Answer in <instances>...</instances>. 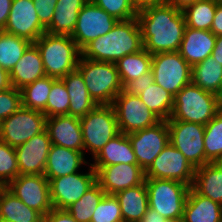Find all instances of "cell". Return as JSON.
<instances>
[{"label": "cell", "instance_id": "cell-1", "mask_svg": "<svg viewBox=\"0 0 222 222\" xmlns=\"http://www.w3.org/2000/svg\"><path fill=\"white\" fill-rule=\"evenodd\" d=\"M143 49L150 54L178 51L186 28L183 12L168 4L138 11Z\"/></svg>", "mask_w": 222, "mask_h": 222}, {"label": "cell", "instance_id": "cell-2", "mask_svg": "<svg viewBox=\"0 0 222 222\" xmlns=\"http://www.w3.org/2000/svg\"><path fill=\"white\" fill-rule=\"evenodd\" d=\"M143 49L138 18L118 20L112 30L92 40L81 50V56L95 61L116 63L126 55Z\"/></svg>", "mask_w": 222, "mask_h": 222}, {"label": "cell", "instance_id": "cell-3", "mask_svg": "<svg viewBox=\"0 0 222 222\" xmlns=\"http://www.w3.org/2000/svg\"><path fill=\"white\" fill-rule=\"evenodd\" d=\"M34 44L41 54L46 76L62 79L77 69L81 50L71 36L45 32Z\"/></svg>", "mask_w": 222, "mask_h": 222}, {"label": "cell", "instance_id": "cell-4", "mask_svg": "<svg viewBox=\"0 0 222 222\" xmlns=\"http://www.w3.org/2000/svg\"><path fill=\"white\" fill-rule=\"evenodd\" d=\"M77 70L84 78L88 93L98 105H112L123 90L116 64L80 57Z\"/></svg>", "mask_w": 222, "mask_h": 222}, {"label": "cell", "instance_id": "cell-5", "mask_svg": "<svg viewBox=\"0 0 222 222\" xmlns=\"http://www.w3.org/2000/svg\"><path fill=\"white\" fill-rule=\"evenodd\" d=\"M219 111L220 97L191 82L174 96V107L168 120L206 125Z\"/></svg>", "mask_w": 222, "mask_h": 222}, {"label": "cell", "instance_id": "cell-6", "mask_svg": "<svg viewBox=\"0 0 222 222\" xmlns=\"http://www.w3.org/2000/svg\"><path fill=\"white\" fill-rule=\"evenodd\" d=\"M81 122L84 152L94 158L110 139L120 133L115 109L112 105H97Z\"/></svg>", "mask_w": 222, "mask_h": 222}, {"label": "cell", "instance_id": "cell-7", "mask_svg": "<svg viewBox=\"0 0 222 222\" xmlns=\"http://www.w3.org/2000/svg\"><path fill=\"white\" fill-rule=\"evenodd\" d=\"M149 207L164 218L183 216L190 186L175 180L145 178Z\"/></svg>", "mask_w": 222, "mask_h": 222}, {"label": "cell", "instance_id": "cell-8", "mask_svg": "<svg viewBox=\"0 0 222 222\" xmlns=\"http://www.w3.org/2000/svg\"><path fill=\"white\" fill-rule=\"evenodd\" d=\"M151 70L155 83L172 96L191 83L192 67L178 51L152 55Z\"/></svg>", "mask_w": 222, "mask_h": 222}, {"label": "cell", "instance_id": "cell-9", "mask_svg": "<svg viewBox=\"0 0 222 222\" xmlns=\"http://www.w3.org/2000/svg\"><path fill=\"white\" fill-rule=\"evenodd\" d=\"M46 119L43 112L22 106L1 121L0 140L16 148L45 131Z\"/></svg>", "mask_w": 222, "mask_h": 222}, {"label": "cell", "instance_id": "cell-10", "mask_svg": "<svg viewBox=\"0 0 222 222\" xmlns=\"http://www.w3.org/2000/svg\"><path fill=\"white\" fill-rule=\"evenodd\" d=\"M112 106L116 112L119 130L126 135L152 127L161 121L139 96L124 90L115 97Z\"/></svg>", "mask_w": 222, "mask_h": 222}, {"label": "cell", "instance_id": "cell-11", "mask_svg": "<svg viewBox=\"0 0 222 222\" xmlns=\"http://www.w3.org/2000/svg\"><path fill=\"white\" fill-rule=\"evenodd\" d=\"M169 142L195 167L205 165V125L180 120H167Z\"/></svg>", "mask_w": 222, "mask_h": 222}, {"label": "cell", "instance_id": "cell-12", "mask_svg": "<svg viewBox=\"0 0 222 222\" xmlns=\"http://www.w3.org/2000/svg\"><path fill=\"white\" fill-rule=\"evenodd\" d=\"M195 167L170 142L145 171V178L175 180L192 187Z\"/></svg>", "mask_w": 222, "mask_h": 222}, {"label": "cell", "instance_id": "cell-13", "mask_svg": "<svg viewBox=\"0 0 222 222\" xmlns=\"http://www.w3.org/2000/svg\"><path fill=\"white\" fill-rule=\"evenodd\" d=\"M88 172H76L49 180L50 198L53 208L66 209L79 200L86 191L97 182L94 168L88 166Z\"/></svg>", "mask_w": 222, "mask_h": 222}, {"label": "cell", "instance_id": "cell-14", "mask_svg": "<svg viewBox=\"0 0 222 222\" xmlns=\"http://www.w3.org/2000/svg\"><path fill=\"white\" fill-rule=\"evenodd\" d=\"M117 19L89 0L79 11L75 29L71 35L77 47L82 50L92 40L108 33Z\"/></svg>", "mask_w": 222, "mask_h": 222}, {"label": "cell", "instance_id": "cell-15", "mask_svg": "<svg viewBox=\"0 0 222 222\" xmlns=\"http://www.w3.org/2000/svg\"><path fill=\"white\" fill-rule=\"evenodd\" d=\"M6 188L43 217L53 209L49 180L44 175H18Z\"/></svg>", "mask_w": 222, "mask_h": 222}, {"label": "cell", "instance_id": "cell-16", "mask_svg": "<svg viewBox=\"0 0 222 222\" xmlns=\"http://www.w3.org/2000/svg\"><path fill=\"white\" fill-rule=\"evenodd\" d=\"M127 136L132 144L138 165L146 171L169 143L167 120H161L152 127L127 134Z\"/></svg>", "mask_w": 222, "mask_h": 222}, {"label": "cell", "instance_id": "cell-17", "mask_svg": "<svg viewBox=\"0 0 222 222\" xmlns=\"http://www.w3.org/2000/svg\"><path fill=\"white\" fill-rule=\"evenodd\" d=\"M5 32L34 43L46 32L40 23L33 0H12Z\"/></svg>", "mask_w": 222, "mask_h": 222}, {"label": "cell", "instance_id": "cell-18", "mask_svg": "<svg viewBox=\"0 0 222 222\" xmlns=\"http://www.w3.org/2000/svg\"><path fill=\"white\" fill-rule=\"evenodd\" d=\"M97 174V182L107 195H115L121 190L145 182V170L138 164L119 163L109 166H92Z\"/></svg>", "mask_w": 222, "mask_h": 222}, {"label": "cell", "instance_id": "cell-19", "mask_svg": "<svg viewBox=\"0 0 222 222\" xmlns=\"http://www.w3.org/2000/svg\"><path fill=\"white\" fill-rule=\"evenodd\" d=\"M52 146L47 130L15 148L19 175H44L47 156Z\"/></svg>", "mask_w": 222, "mask_h": 222}, {"label": "cell", "instance_id": "cell-20", "mask_svg": "<svg viewBox=\"0 0 222 222\" xmlns=\"http://www.w3.org/2000/svg\"><path fill=\"white\" fill-rule=\"evenodd\" d=\"M46 130L52 144L75 151H84L81 122L78 117L68 114L48 117Z\"/></svg>", "mask_w": 222, "mask_h": 222}, {"label": "cell", "instance_id": "cell-21", "mask_svg": "<svg viewBox=\"0 0 222 222\" xmlns=\"http://www.w3.org/2000/svg\"><path fill=\"white\" fill-rule=\"evenodd\" d=\"M87 162L84 151H75L52 144L47 156L44 176L50 180L71 175L79 172L83 164L88 165L89 162Z\"/></svg>", "mask_w": 222, "mask_h": 222}, {"label": "cell", "instance_id": "cell-22", "mask_svg": "<svg viewBox=\"0 0 222 222\" xmlns=\"http://www.w3.org/2000/svg\"><path fill=\"white\" fill-rule=\"evenodd\" d=\"M215 43L216 35L211 31L186 26L178 52L192 67L211 56Z\"/></svg>", "mask_w": 222, "mask_h": 222}, {"label": "cell", "instance_id": "cell-23", "mask_svg": "<svg viewBox=\"0 0 222 222\" xmlns=\"http://www.w3.org/2000/svg\"><path fill=\"white\" fill-rule=\"evenodd\" d=\"M9 75L11 85L16 89H22L25 85L46 76L41 54L34 43L27 48Z\"/></svg>", "mask_w": 222, "mask_h": 222}, {"label": "cell", "instance_id": "cell-24", "mask_svg": "<svg viewBox=\"0 0 222 222\" xmlns=\"http://www.w3.org/2000/svg\"><path fill=\"white\" fill-rule=\"evenodd\" d=\"M91 166H109L119 163L138 164L129 137L120 132L92 158Z\"/></svg>", "mask_w": 222, "mask_h": 222}, {"label": "cell", "instance_id": "cell-25", "mask_svg": "<svg viewBox=\"0 0 222 222\" xmlns=\"http://www.w3.org/2000/svg\"><path fill=\"white\" fill-rule=\"evenodd\" d=\"M183 219L184 222H222V205L198 194L190 187Z\"/></svg>", "mask_w": 222, "mask_h": 222}, {"label": "cell", "instance_id": "cell-26", "mask_svg": "<svg viewBox=\"0 0 222 222\" xmlns=\"http://www.w3.org/2000/svg\"><path fill=\"white\" fill-rule=\"evenodd\" d=\"M61 80L64 82L70 98L68 115L81 118L98 105L88 93L84 78L77 69L68 73Z\"/></svg>", "mask_w": 222, "mask_h": 222}, {"label": "cell", "instance_id": "cell-27", "mask_svg": "<svg viewBox=\"0 0 222 222\" xmlns=\"http://www.w3.org/2000/svg\"><path fill=\"white\" fill-rule=\"evenodd\" d=\"M192 188L198 194L222 205V165L212 162L196 168Z\"/></svg>", "mask_w": 222, "mask_h": 222}, {"label": "cell", "instance_id": "cell-28", "mask_svg": "<svg viewBox=\"0 0 222 222\" xmlns=\"http://www.w3.org/2000/svg\"><path fill=\"white\" fill-rule=\"evenodd\" d=\"M89 0H58L50 25L46 33L52 35L71 36L76 23L79 11Z\"/></svg>", "mask_w": 222, "mask_h": 222}, {"label": "cell", "instance_id": "cell-29", "mask_svg": "<svg viewBox=\"0 0 222 222\" xmlns=\"http://www.w3.org/2000/svg\"><path fill=\"white\" fill-rule=\"evenodd\" d=\"M124 222H138L146 213L148 203L147 186L144 183L121 190L115 194Z\"/></svg>", "mask_w": 222, "mask_h": 222}, {"label": "cell", "instance_id": "cell-30", "mask_svg": "<svg viewBox=\"0 0 222 222\" xmlns=\"http://www.w3.org/2000/svg\"><path fill=\"white\" fill-rule=\"evenodd\" d=\"M0 219L10 222H43V216L28 207L6 187H0Z\"/></svg>", "mask_w": 222, "mask_h": 222}, {"label": "cell", "instance_id": "cell-31", "mask_svg": "<svg viewBox=\"0 0 222 222\" xmlns=\"http://www.w3.org/2000/svg\"><path fill=\"white\" fill-rule=\"evenodd\" d=\"M191 82L202 90L222 94V65L211 56L192 66Z\"/></svg>", "mask_w": 222, "mask_h": 222}, {"label": "cell", "instance_id": "cell-32", "mask_svg": "<svg viewBox=\"0 0 222 222\" xmlns=\"http://www.w3.org/2000/svg\"><path fill=\"white\" fill-rule=\"evenodd\" d=\"M152 54L142 49L119 59L115 64L123 87L151 70Z\"/></svg>", "mask_w": 222, "mask_h": 222}, {"label": "cell", "instance_id": "cell-33", "mask_svg": "<svg viewBox=\"0 0 222 222\" xmlns=\"http://www.w3.org/2000/svg\"><path fill=\"white\" fill-rule=\"evenodd\" d=\"M141 101L161 120H168L174 107V96L157 83L147 85L139 95Z\"/></svg>", "mask_w": 222, "mask_h": 222}, {"label": "cell", "instance_id": "cell-34", "mask_svg": "<svg viewBox=\"0 0 222 222\" xmlns=\"http://www.w3.org/2000/svg\"><path fill=\"white\" fill-rule=\"evenodd\" d=\"M31 44L32 42L26 39L1 30L0 67L10 72Z\"/></svg>", "mask_w": 222, "mask_h": 222}, {"label": "cell", "instance_id": "cell-35", "mask_svg": "<svg viewBox=\"0 0 222 222\" xmlns=\"http://www.w3.org/2000/svg\"><path fill=\"white\" fill-rule=\"evenodd\" d=\"M216 7L217 0H196L182 11L186 26L210 31Z\"/></svg>", "mask_w": 222, "mask_h": 222}, {"label": "cell", "instance_id": "cell-36", "mask_svg": "<svg viewBox=\"0 0 222 222\" xmlns=\"http://www.w3.org/2000/svg\"><path fill=\"white\" fill-rule=\"evenodd\" d=\"M56 78L45 76L25 85L21 90L22 106L43 112L46 108L52 83Z\"/></svg>", "mask_w": 222, "mask_h": 222}, {"label": "cell", "instance_id": "cell-37", "mask_svg": "<svg viewBox=\"0 0 222 222\" xmlns=\"http://www.w3.org/2000/svg\"><path fill=\"white\" fill-rule=\"evenodd\" d=\"M205 164L222 160V111L206 125L204 131Z\"/></svg>", "mask_w": 222, "mask_h": 222}, {"label": "cell", "instance_id": "cell-38", "mask_svg": "<svg viewBox=\"0 0 222 222\" xmlns=\"http://www.w3.org/2000/svg\"><path fill=\"white\" fill-rule=\"evenodd\" d=\"M105 194L100 184L96 182L79 200L67 207L66 210L78 222H91L92 214Z\"/></svg>", "mask_w": 222, "mask_h": 222}, {"label": "cell", "instance_id": "cell-39", "mask_svg": "<svg viewBox=\"0 0 222 222\" xmlns=\"http://www.w3.org/2000/svg\"><path fill=\"white\" fill-rule=\"evenodd\" d=\"M69 105H70V98L66 86L61 79H56L52 83L46 108L43 111V113L47 118L67 115Z\"/></svg>", "mask_w": 222, "mask_h": 222}, {"label": "cell", "instance_id": "cell-40", "mask_svg": "<svg viewBox=\"0 0 222 222\" xmlns=\"http://www.w3.org/2000/svg\"><path fill=\"white\" fill-rule=\"evenodd\" d=\"M18 175L15 148L0 140V187H6Z\"/></svg>", "mask_w": 222, "mask_h": 222}, {"label": "cell", "instance_id": "cell-41", "mask_svg": "<svg viewBox=\"0 0 222 222\" xmlns=\"http://www.w3.org/2000/svg\"><path fill=\"white\" fill-rule=\"evenodd\" d=\"M91 222H124L115 195H104L92 214Z\"/></svg>", "mask_w": 222, "mask_h": 222}, {"label": "cell", "instance_id": "cell-42", "mask_svg": "<svg viewBox=\"0 0 222 222\" xmlns=\"http://www.w3.org/2000/svg\"><path fill=\"white\" fill-rule=\"evenodd\" d=\"M99 8L106 11L117 20L136 18L138 11L131 0H91Z\"/></svg>", "mask_w": 222, "mask_h": 222}, {"label": "cell", "instance_id": "cell-43", "mask_svg": "<svg viewBox=\"0 0 222 222\" xmlns=\"http://www.w3.org/2000/svg\"><path fill=\"white\" fill-rule=\"evenodd\" d=\"M22 107L21 90L13 86L0 92V121L6 119Z\"/></svg>", "mask_w": 222, "mask_h": 222}, {"label": "cell", "instance_id": "cell-44", "mask_svg": "<svg viewBox=\"0 0 222 222\" xmlns=\"http://www.w3.org/2000/svg\"><path fill=\"white\" fill-rule=\"evenodd\" d=\"M58 0H33L40 23L47 28L55 11Z\"/></svg>", "mask_w": 222, "mask_h": 222}, {"label": "cell", "instance_id": "cell-45", "mask_svg": "<svg viewBox=\"0 0 222 222\" xmlns=\"http://www.w3.org/2000/svg\"><path fill=\"white\" fill-rule=\"evenodd\" d=\"M154 82V75L152 70H150L141 77L129 81L123 87V90L129 94L139 96L142 93L144 87H146L147 85H151Z\"/></svg>", "mask_w": 222, "mask_h": 222}, {"label": "cell", "instance_id": "cell-46", "mask_svg": "<svg viewBox=\"0 0 222 222\" xmlns=\"http://www.w3.org/2000/svg\"><path fill=\"white\" fill-rule=\"evenodd\" d=\"M43 222H78L66 209H51L44 217Z\"/></svg>", "mask_w": 222, "mask_h": 222}, {"label": "cell", "instance_id": "cell-47", "mask_svg": "<svg viewBox=\"0 0 222 222\" xmlns=\"http://www.w3.org/2000/svg\"><path fill=\"white\" fill-rule=\"evenodd\" d=\"M138 222H184L183 216L164 218L155 209L148 207L146 213Z\"/></svg>", "mask_w": 222, "mask_h": 222}, {"label": "cell", "instance_id": "cell-48", "mask_svg": "<svg viewBox=\"0 0 222 222\" xmlns=\"http://www.w3.org/2000/svg\"><path fill=\"white\" fill-rule=\"evenodd\" d=\"M210 31L216 36L222 35V1H217V7Z\"/></svg>", "mask_w": 222, "mask_h": 222}, {"label": "cell", "instance_id": "cell-49", "mask_svg": "<svg viewBox=\"0 0 222 222\" xmlns=\"http://www.w3.org/2000/svg\"><path fill=\"white\" fill-rule=\"evenodd\" d=\"M12 0H0V31L4 30L11 10Z\"/></svg>", "mask_w": 222, "mask_h": 222}, {"label": "cell", "instance_id": "cell-50", "mask_svg": "<svg viewBox=\"0 0 222 222\" xmlns=\"http://www.w3.org/2000/svg\"><path fill=\"white\" fill-rule=\"evenodd\" d=\"M137 11H140L149 6L165 4L167 0H131Z\"/></svg>", "mask_w": 222, "mask_h": 222}, {"label": "cell", "instance_id": "cell-51", "mask_svg": "<svg viewBox=\"0 0 222 222\" xmlns=\"http://www.w3.org/2000/svg\"><path fill=\"white\" fill-rule=\"evenodd\" d=\"M211 57L222 65V35L216 36V43Z\"/></svg>", "mask_w": 222, "mask_h": 222}, {"label": "cell", "instance_id": "cell-52", "mask_svg": "<svg viewBox=\"0 0 222 222\" xmlns=\"http://www.w3.org/2000/svg\"><path fill=\"white\" fill-rule=\"evenodd\" d=\"M9 72L0 67V92L11 88Z\"/></svg>", "mask_w": 222, "mask_h": 222}, {"label": "cell", "instance_id": "cell-53", "mask_svg": "<svg viewBox=\"0 0 222 222\" xmlns=\"http://www.w3.org/2000/svg\"><path fill=\"white\" fill-rule=\"evenodd\" d=\"M196 0H167L166 4L173 6L175 9L183 11L186 7L192 5Z\"/></svg>", "mask_w": 222, "mask_h": 222}, {"label": "cell", "instance_id": "cell-54", "mask_svg": "<svg viewBox=\"0 0 222 222\" xmlns=\"http://www.w3.org/2000/svg\"><path fill=\"white\" fill-rule=\"evenodd\" d=\"M220 110L222 111V94L220 96Z\"/></svg>", "mask_w": 222, "mask_h": 222}, {"label": "cell", "instance_id": "cell-55", "mask_svg": "<svg viewBox=\"0 0 222 222\" xmlns=\"http://www.w3.org/2000/svg\"><path fill=\"white\" fill-rule=\"evenodd\" d=\"M0 222H10V221H6V220H3V219H0Z\"/></svg>", "mask_w": 222, "mask_h": 222}]
</instances>
